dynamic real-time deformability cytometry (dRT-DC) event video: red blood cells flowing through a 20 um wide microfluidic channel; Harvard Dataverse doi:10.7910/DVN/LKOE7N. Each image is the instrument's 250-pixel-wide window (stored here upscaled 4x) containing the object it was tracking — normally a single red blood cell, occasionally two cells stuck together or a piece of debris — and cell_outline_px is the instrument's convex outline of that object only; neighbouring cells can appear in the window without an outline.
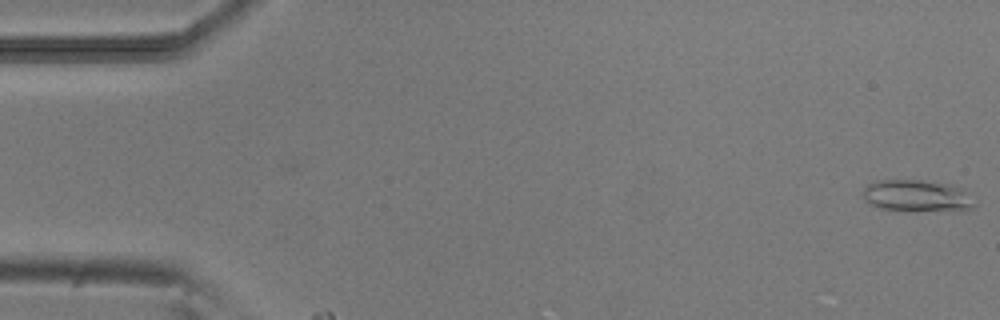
{"species": "common noctule bat (a hibernating species)", "species_latin": "Nyctalus noctula", "temperature_condition": "room temperature", "stored_images_in_passage": 41, "camera_frame_rate_fps": 3000, "um_per_image_px": 0.085, "animal": {"sex": "male", "body_mass_g": 20.5, "forearm_length_mm": 52.5}, "frame": {"image": 1, "passage_image": 1, "time_ms": 0.0, "image_size_px": [1000, 320], "cell_outline_px": [[976, 204], [972, 208], [964, 212], [960, 212], [880, 208], [868, 204], [864, 200], [864, 188], [868, 184], [880, 180], [924, 180], [944, 184], [960, 188]], "centroid_in_image_um": [77.95, 16.66], "position_along_channel_um": 7.1, "area_um2": 20.46}}